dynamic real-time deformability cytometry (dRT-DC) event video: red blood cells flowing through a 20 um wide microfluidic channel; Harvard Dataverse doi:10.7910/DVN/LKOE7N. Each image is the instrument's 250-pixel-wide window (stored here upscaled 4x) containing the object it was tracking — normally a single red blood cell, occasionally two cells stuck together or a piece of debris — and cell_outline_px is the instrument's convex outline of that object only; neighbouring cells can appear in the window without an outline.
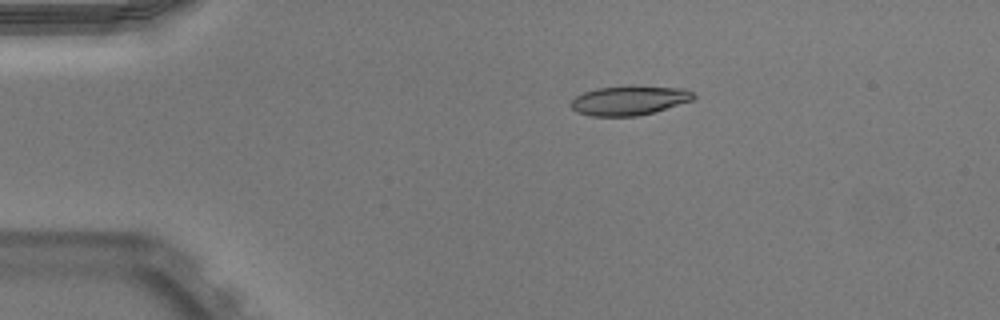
{"species": "Egyptian fruit bat (a non-hibernating species)", "species_latin": "Rousettus aegyptiacus", "temperature_condition": "warm", "stored_images_in_passage": 42, "camera_frame_rate_fps": 3000, "um_per_image_px": 0.085, "animal": {"sex": "male"}, "frame": {"image": 1, "passage_image": 1, "time_ms": 0.0, "image_size_px": [1000, 320], "cell_outline_px": [[696, 100], [652, 112], [636, 116], [588, 116], [576, 112], [572, 108], [572, 100], [576, 96], [584, 92], [596, 88], [632, 84], [688, 88], [696, 96]], "centroid_in_image_um": [53.55, 8.5], "position_along_channel_um": 31.5, "area_um2": 21.62}}
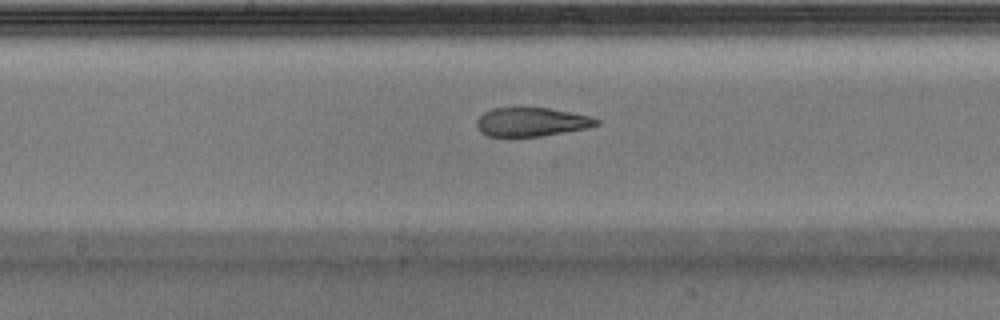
{"frame": {"image": 2, "passage_image": 18, "time_ms": 5.667, "image_size_px": [1000, 320], "cell_outline_px": [[600, 124], [588, 128], [540, 136], [488, 136], [480, 132], [476, 128], [476, 120], [484, 112], [492, 108], [548, 108], [572, 112], [592, 116], [600, 120]], "centroid_in_image_um": [45.19, 10.36], "position_along_channel_um": 203.0, "area_um2": 20.17}}
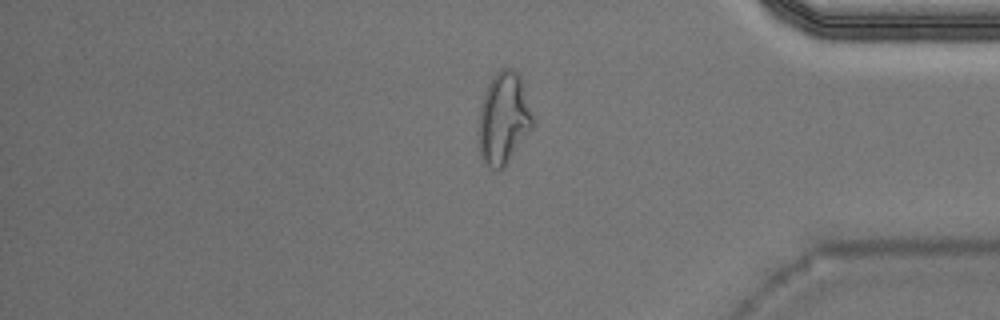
{"frame": {"image": 3, "passage_image": 34, "time_ms": 11.0, "image_size_px": [1000, 320], "cell_outline_px": [[536, 124], [504, 168], [492, 168], [480, 156], [480, 108], [488, 84], [492, 76], [500, 68], [512, 68], [520, 76], [536, 120]], "centroid_in_image_um": [42.87, 10.04], "position_along_channel_um": 392.3, "area_um2": 28.96}, "authors_computed_cell_mechanics": {"area_um2": 22.0507, "velocity_mm_per_s": 3.95, "shape_relaxation_time_tau1_ms": null, "shape_relaxation_time_tau2_ms": 1.8353, "deformation_change_tau1": null, "deformation_change_tau2": 0.0933}}